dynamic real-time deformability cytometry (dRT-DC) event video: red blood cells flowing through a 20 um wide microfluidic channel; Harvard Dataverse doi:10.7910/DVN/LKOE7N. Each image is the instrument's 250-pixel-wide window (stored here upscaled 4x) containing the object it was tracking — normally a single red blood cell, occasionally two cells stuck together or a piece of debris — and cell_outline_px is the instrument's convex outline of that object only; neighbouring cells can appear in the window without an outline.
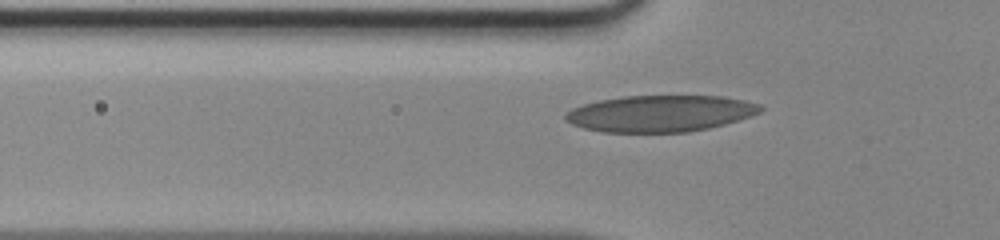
{"species": "human", "species_latin": "Homo sapiens", "temperature_condition": "room temperature", "stored_images_in_passage": 39, "camera_frame_rate_fps": 3000, "um_per_image_px": 0.085, "donor": {"sex": "male"}, "frame": {"image": 1, "passage_image": 11, "time_ms": 3.333, "image_size_px": [1000, 240], "cell_outline_px": [[764, 108], [760, 112], [752, 116], [724, 124], [708, 128], [688, 132], [604, 132], [584, 128], [572, 124], [564, 120], [564, 112], [572, 108], [584, 104], [600, 100], [624, 96], [724, 96], [744, 100], [760, 104]], "centroid_in_image_um": [56.12, 9.64], "position_along_channel_um": 69.7, "area_um2": 41.56}}
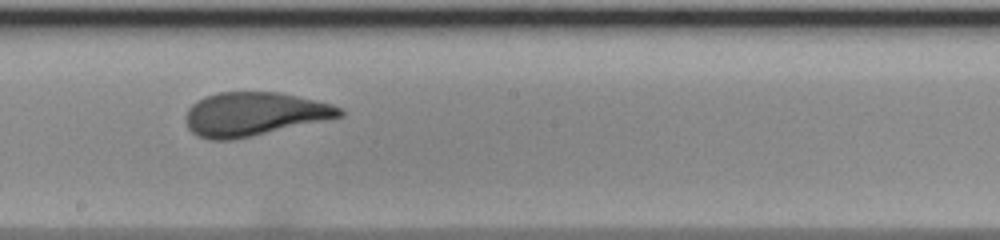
{"frame": {"image": 2, "passage_image": 22, "time_ms": 7.0, "image_size_px": [1000, 240], "cell_outline_px": [[344, 116], [252, 136], [232, 140], [208, 140], [196, 136], [188, 128], [184, 116], [188, 108], [196, 100], [204, 96], [220, 92], [280, 92], [316, 100], [332, 104], [344, 108]], "centroid_in_image_um": [21.58, 9.69], "position_along_channel_um": 226.6, "area_um2": 39.48}}
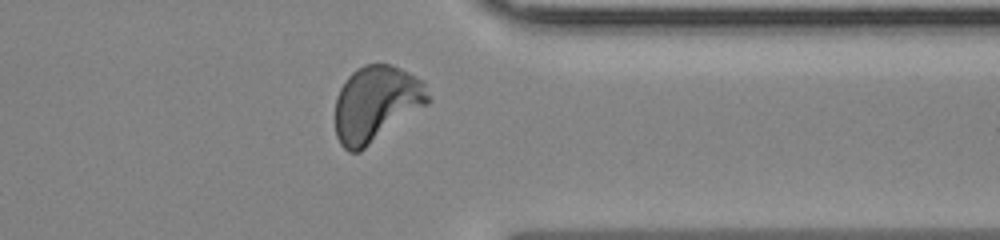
{"frame": {"image": 3, "passage_image": 33, "time_ms": 10.667, "image_size_px": [1000, 240], "cell_outline_px": [[432, 100], [428, 104], [360, 152], [348, 152], [340, 144], [336, 136], [336, 96], [340, 88], [348, 76], [356, 68], [364, 64], [388, 64], [400, 68], [424, 80]], "centroid_in_image_um": [31.99, 8.82], "position_along_channel_um": 379.4, "area_um2": 41.38}}